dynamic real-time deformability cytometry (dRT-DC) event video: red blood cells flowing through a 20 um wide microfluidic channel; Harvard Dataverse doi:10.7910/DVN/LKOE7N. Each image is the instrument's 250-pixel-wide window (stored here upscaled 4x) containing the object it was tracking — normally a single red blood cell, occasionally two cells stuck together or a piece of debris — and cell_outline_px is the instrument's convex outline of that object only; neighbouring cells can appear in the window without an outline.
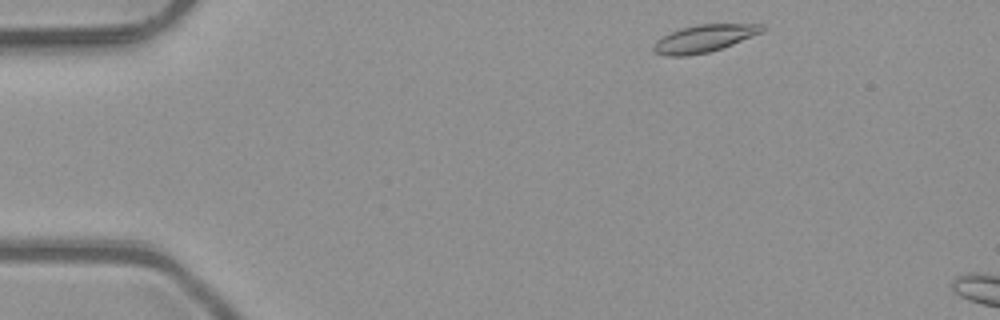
{"species": "common noctule bat (a hibernating species)", "species_latin": "Nyctalus noctula", "temperature_condition": "room temperature", "stored_images_in_passage": 6, "segment_of_instrument_passage": [2, 2], "camera_frame_rate_fps": 3000, "um_per_image_px": 0.085, "animal": {"sex": "male", "body_mass_g": 23.1, "forearm_length_mm": 52.7}, "frame": {"image": 1, "passage_image": 6, "time_ms": 1.667, "image_size_px": [1000, 320], "cell_outline_px": [[764, 32], [732, 44], [708, 52], [684, 56], [664, 56], [652, 52], [652, 44], [656, 40], [680, 28], [696, 24], [764, 24]], "centroid_in_image_um": [59.81, 3.27], "position_along_channel_um": 25.2, "area_um2": 17.34}}